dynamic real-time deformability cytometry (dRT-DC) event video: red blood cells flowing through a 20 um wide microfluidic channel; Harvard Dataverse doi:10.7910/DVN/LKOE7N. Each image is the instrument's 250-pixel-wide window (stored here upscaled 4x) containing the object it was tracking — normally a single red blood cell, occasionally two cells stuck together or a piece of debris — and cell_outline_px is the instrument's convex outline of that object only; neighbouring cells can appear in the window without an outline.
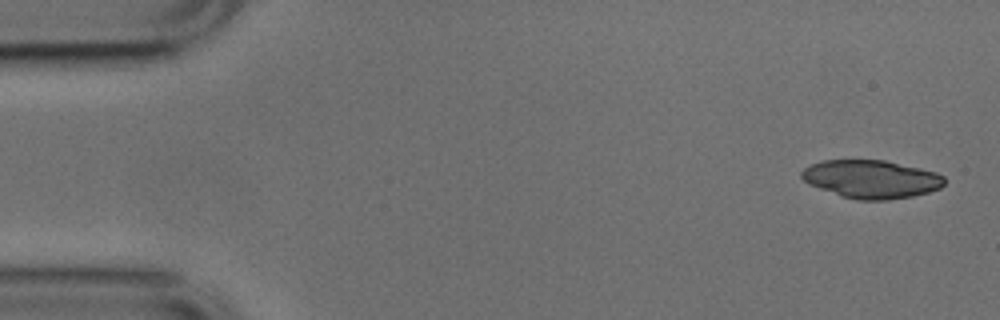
{"species": "common noctule bat (a hibernating species)", "species_latin": "Nyctalus noctula", "temperature_condition": "cold", "stored_images_in_passage": 3, "camera_frame_rate_fps": 3000, "um_per_image_px": 0.085, "animal": {"sex": "male", "body_mass_g": 17.9, "forearm_length_mm": 54.2}, "frame": {"image": 1, "passage_image": 1, "time_ms": 0.0, "image_size_px": [1000, 320], "cell_outline_px": [[944, 184], [940, 188], [928, 192], [912, 196], [888, 200], [856, 200], [840, 196], [808, 184], [800, 176], [800, 172], [804, 168], [812, 164], [824, 160], [884, 160], [920, 168], [936, 172], [944, 176]], "centroid_in_image_um": [74.04, 15.23], "position_along_channel_um": 11.0, "area_um2": 31.79}}